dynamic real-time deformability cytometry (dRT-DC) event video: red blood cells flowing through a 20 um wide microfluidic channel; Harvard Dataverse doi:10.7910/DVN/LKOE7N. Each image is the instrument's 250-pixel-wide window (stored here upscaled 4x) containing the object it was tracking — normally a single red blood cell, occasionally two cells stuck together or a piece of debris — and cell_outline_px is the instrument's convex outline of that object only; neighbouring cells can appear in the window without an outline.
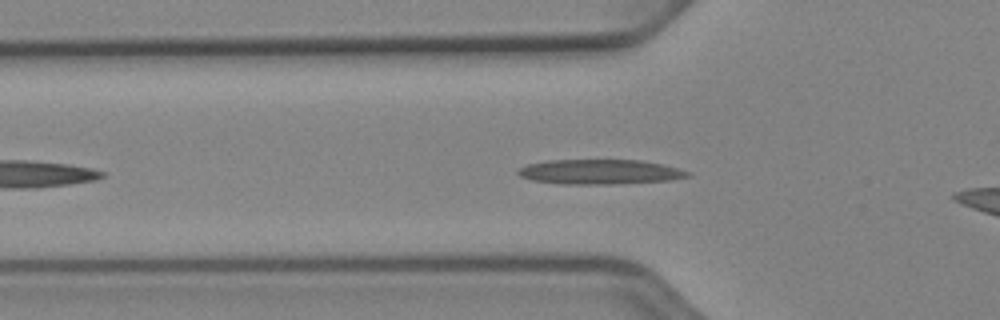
{"species": "Egyptian fruit bat (a non-hibernating species)", "species_latin": "Rousettus aegyptiacus", "temperature_condition": "cold", "stored_images_in_passage": 41, "camera_frame_rate_fps": 3000, "um_per_image_px": 0.085, "animal": {"sex": "female"}, "frame": {"image": 1, "passage_image": 6, "time_ms": 1.667, "image_size_px": [1000, 320], "cell_outline_px": [[692, 176], [672, 180], [612, 184], [564, 184], [532, 180], [520, 176], [516, 172], [520, 168], [528, 164], [548, 160], [640, 160], [664, 164], [692, 172]], "centroid_in_image_um": [51.05, 14.61], "position_along_channel_um": 74.8, "area_um2": 24.62}}
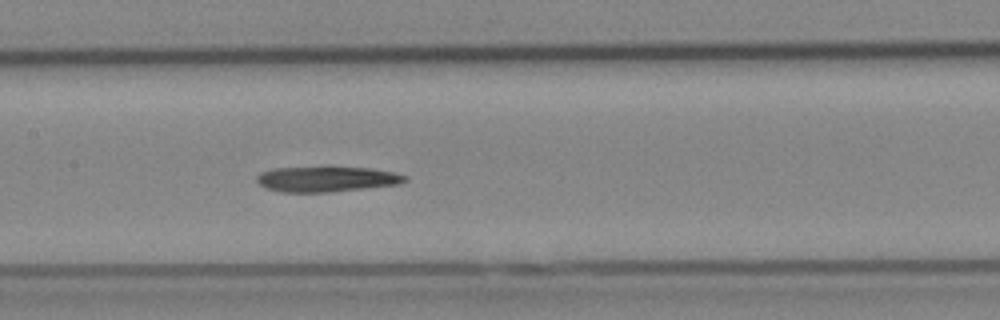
{"frame": {"image": 2, "passage_image": 14, "time_ms": 4.333, "image_size_px": [1000, 320], "cell_outline_px": [[408, 180], [400, 184], [332, 192], [284, 192], [268, 188], [260, 184], [256, 180], [256, 176], [260, 172], [272, 168], [328, 164], [332, 164], [372, 168], [392, 172], [408, 176]], "centroid_in_image_um": [27.77, 15.16], "position_along_channel_um": 179.6, "area_um2": 23.12}}
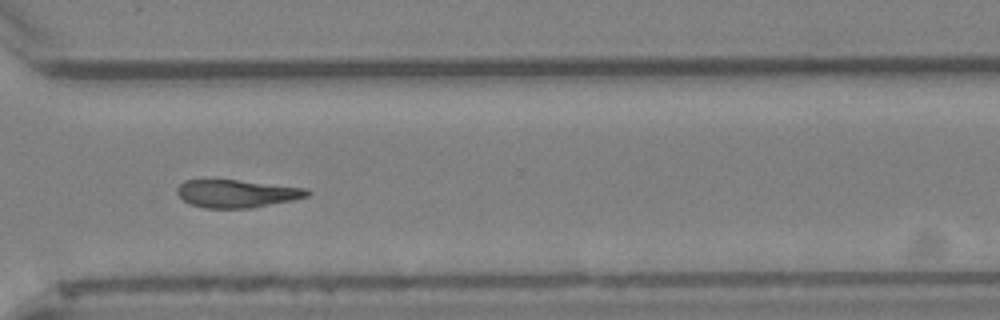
{"frame": {"image": 3, "passage_image": 27, "time_ms": 8.667, "image_size_px": [1000, 320], "cell_outline_px": [[312, 192], [308, 196], [292, 200], [252, 208], [204, 208], [192, 204], [184, 200], [176, 192], [176, 188], [184, 180], [236, 180], [308, 188]], "centroid_in_image_um": [20.15, 16.45], "position_along_channel_um": 350.5, "area_um2": 20.98}}